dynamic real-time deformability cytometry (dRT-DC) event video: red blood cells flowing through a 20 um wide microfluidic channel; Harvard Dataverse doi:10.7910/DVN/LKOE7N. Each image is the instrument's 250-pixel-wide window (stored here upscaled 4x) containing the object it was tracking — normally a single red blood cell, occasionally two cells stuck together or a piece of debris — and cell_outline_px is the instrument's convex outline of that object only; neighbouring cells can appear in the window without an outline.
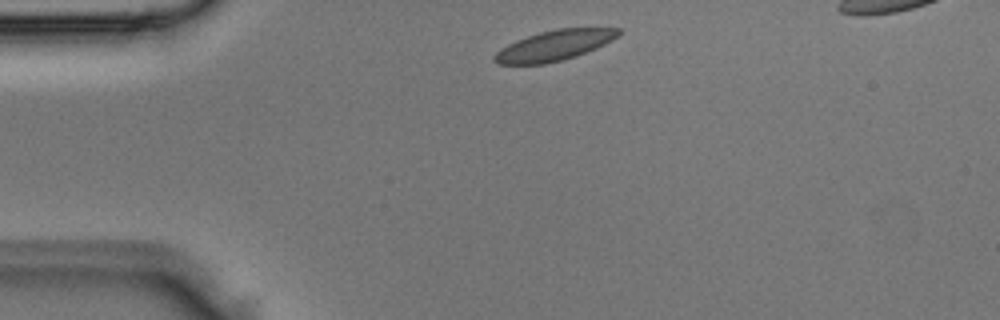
{"species": "Egyptian fruit bat (a non-hibernating species)", "species_latin": "Rousettus aegyptiacus", "temperature_condition": "room temperature", "stored_images_in_passage": 2, "segment_of_instrument_passage": [1, 2], "camera_frame_rate_fps": 3000, "um_per_image_px": 0.085, "animal": {"sex": "male"}, "frame": {"image": 1, "passage_image": 1, "time_ms": 0.0, "image_size_px": [1000, 320], "cell_outline_px": [[620, 32], [612, 40], [596, 48], [576, 56], [564, 60], [544, 64], [496, 64], [492, 60], [492, 56], [500, 48], [516, 40], [540, 32], [556, 28], [620, 28]], "centroid_in_image_um": [47.06, 3.87], "position_along_channel_um": 37.9, "area_um2": 21.91}}